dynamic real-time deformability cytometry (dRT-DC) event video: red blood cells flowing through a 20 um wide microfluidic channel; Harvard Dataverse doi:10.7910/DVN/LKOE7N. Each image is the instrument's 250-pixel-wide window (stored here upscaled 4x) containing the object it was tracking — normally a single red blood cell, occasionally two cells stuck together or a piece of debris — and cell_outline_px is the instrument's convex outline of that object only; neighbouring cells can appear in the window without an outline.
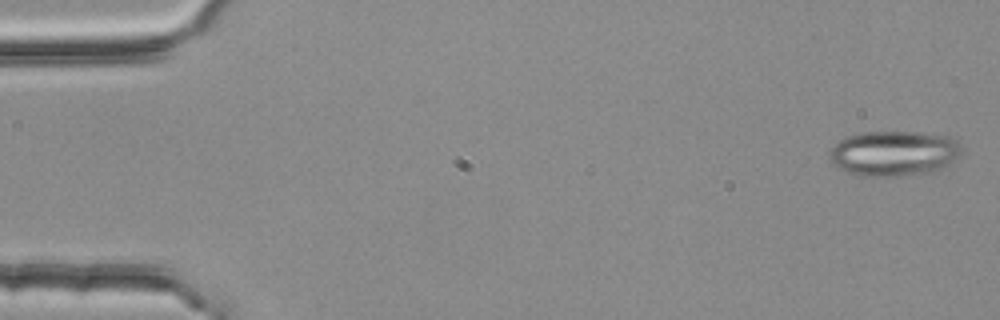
{"species": "common noctule bat (a hibernating species)", "species_latin": "Nyctalus noctula", "temperature_condition": "room temperature", "stored_images_in_passage": 4, "camera_frame_rate_fps": 3000, "um_per_image_px": 0.085, "animal": {"sex": "female", "body_mass_g": 25.1}, "frame": {"image": 1, "passage_image": 1, "time_ms": 0.0, "image_size_px": [1000, 320], "cell_outline_px": [[960, 152], [948, 164], [932, 172], [892, 176], [860, 176], [848, 172], [832, 164], [828, 156], [832, 148], [844, 136], [864, 132], [916, 132], [948, 136], [956, 140], [960, 144]], "centroid_in_image_um": [75.93, 13.03], "position_along_channel_um": 9.1, "area_um2": 34.51}}